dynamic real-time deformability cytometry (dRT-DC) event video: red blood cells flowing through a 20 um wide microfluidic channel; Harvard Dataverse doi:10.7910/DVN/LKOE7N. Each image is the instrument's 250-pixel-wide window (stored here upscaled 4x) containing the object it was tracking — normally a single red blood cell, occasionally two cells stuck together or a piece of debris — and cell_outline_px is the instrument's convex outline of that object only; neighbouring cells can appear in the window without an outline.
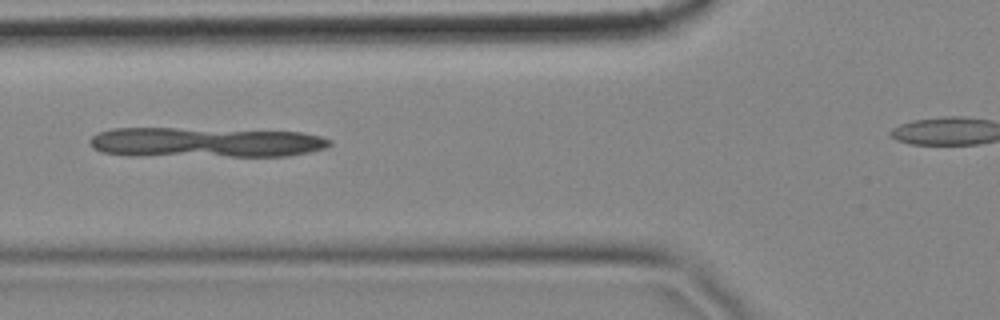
{"species": "common noctule bat (a hibernating species)", "species_latin": "Nyctalus noctula", "temperature_condition": "cold", "stored_images_in_passage": 8, "camera_frame_rate_fps": 3000, "um_per_image_px": 0.085, "animal": {"sex": "female", "body_mass_g": 18.4}, "frame": {"image": 1, "passage_image": 2, "time_ms": 0.333, "image_size_px": [1000, 320], "cell_outline_px": [[332, 144], [324, 148], [308, 152], [288, 156], [128, 156], [100, 152], [92, 148], [88, 144], [88, 140], [96, 132], [112, 128], [176, 128], [300, 132], [320, 136], [332, 140]], "centroid_in_image_um": [17.35, 12.11], "position_along_channel_um": 108.4, "area_um2": 42.54}}
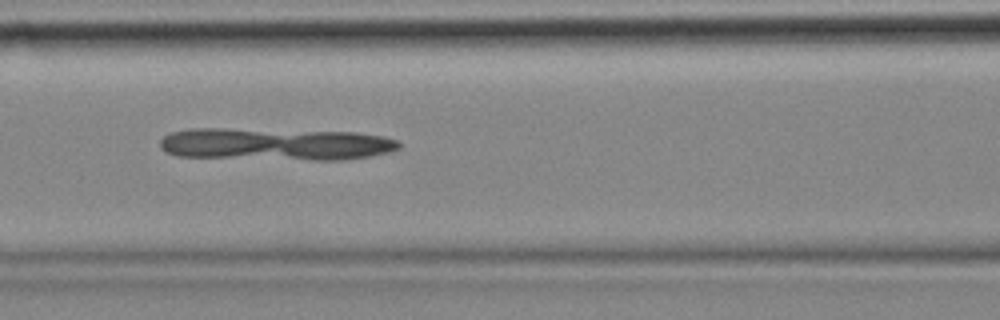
{"frame": {"image": 2, "passage_image": 3, "time_ms": 0.667, "image_size_px": [1000, 320], "cell_outline_px": [[400, 148], [388, 152], [368, 156], [344, 160], [312, 160], [180, 156], [168, 152], [160, 148], [160, 140], [164, 136], [172, 132], [188, 128], [224, 128], [356, 132], [384, 136], [400, 140]], "centroid_in_image_um": [23.45, 12.24], "position_along_channel_um": 143.2, "area_um2": 45.26}}